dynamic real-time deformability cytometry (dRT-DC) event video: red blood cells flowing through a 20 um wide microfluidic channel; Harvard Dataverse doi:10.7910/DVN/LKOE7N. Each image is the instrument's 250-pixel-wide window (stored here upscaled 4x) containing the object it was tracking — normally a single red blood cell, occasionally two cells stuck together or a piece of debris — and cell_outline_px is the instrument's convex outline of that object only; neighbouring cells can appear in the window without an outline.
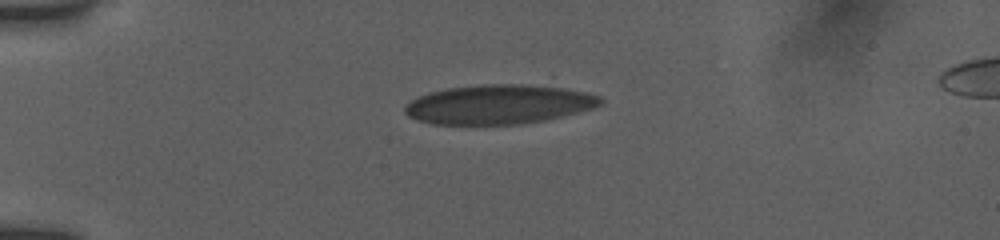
{"species": "human", "species_latin": "Homo sapiens", "temperature_condition": "room temperature", "stored_images_in_passage": 16, "camera_frame_rate_fps": 3000, "um_per_image_px": 0.085, "donor": {"sex": "female"}, "frame": {"image": 1, "passage_image": 1, "time_ms": 0.0, "image_size_px": [1000, 240], "cell_outline_px": [[604, 100], [600, 104], [588, 108], [560, 116], [544, 120], [520, 124], [432, 124], [408, 116], [404, 112], [404, 108], [412, 100], [420, 96], [432, 92], [448, 88], [484, 84], [520, 84], [556, 88], [584, 92], [600, 96]], "centroid_in_image_um": [42.34, 8.88], "position_along_channel_um": 42.7, "area_um2": 43.81}}
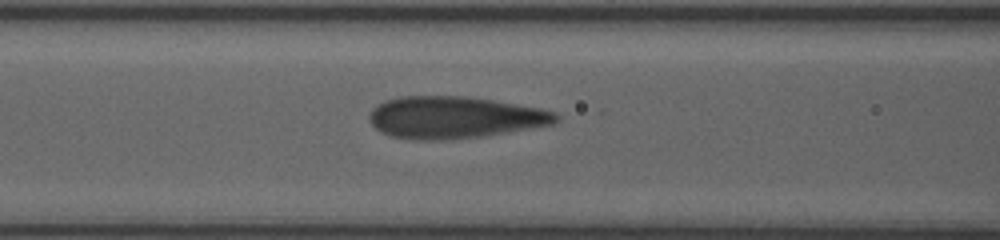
{"frame": {"image": 2, "passage_image": 7, "time_ms": 3.333, "image_size_px": [1000, 240], "cell_outline_px": [[560, 116], [552, 124], [508, 132], [484, 136], [444, 140], [416, 140], [392, 136], [380, 132], [372, 124], [368, 116], [372, 108], [376, 104], [384, 100], [400, 96], [460, 96], [492, 100], [540, 108], [556, 112]], "centroid_in_image_um": [38.58, 9.98], "position_along_channel_um": 128.0, "area_um2": 45.6}}
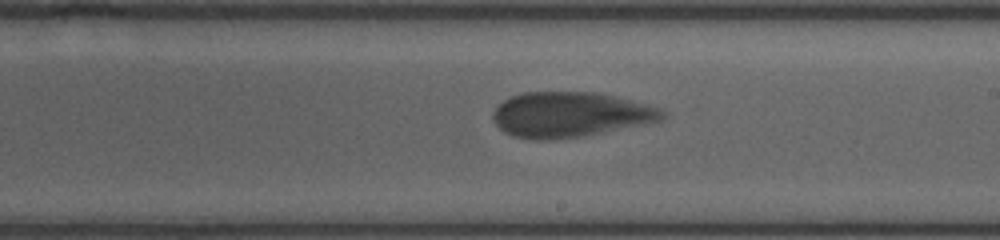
{"frame": {"image": 3, "passage_image": 15, "time_ms": 6.333, "image_size_px": [1000, 240], "cell_outline_px": [[664, 116], [660, 120], [580, 136], [556, 140], [532, 140], [512, 136], [504, 132], [492, 120], [492, 112], [504, 100], [520, 92], [592, 92], [612, 96], [648, 104], [660, 108], [664, 112]], "centroid_in_image_um": [48.37, 9.74], "position_along_channel_um": 240.6, "area_um2": 44.1}}